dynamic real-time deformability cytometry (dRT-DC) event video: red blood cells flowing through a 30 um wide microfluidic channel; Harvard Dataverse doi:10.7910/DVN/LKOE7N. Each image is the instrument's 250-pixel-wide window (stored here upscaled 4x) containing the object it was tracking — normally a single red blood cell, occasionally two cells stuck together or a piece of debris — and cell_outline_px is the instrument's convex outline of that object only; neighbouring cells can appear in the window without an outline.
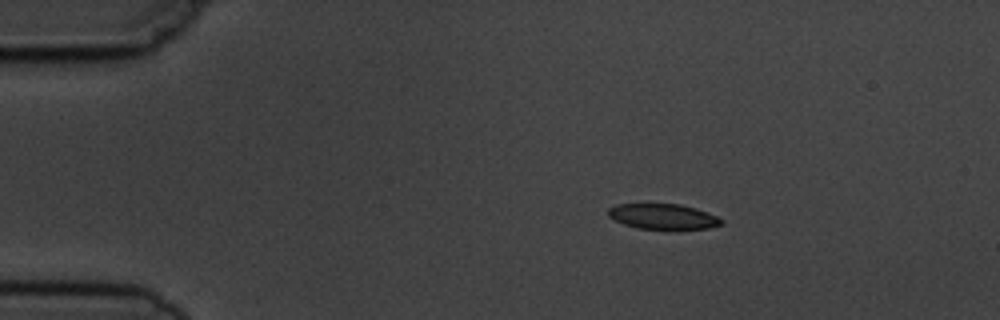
{"species": "common noctule bat (a hibernating species)", "species_latin": "Nyctalus noctula", "temperature_condition": "cold", "stored_images_in_passage": 5, "camera_frame_rate_fps": 3000, "um_per_image_px": 0.085, "animal": {"sex": "male", "body_mass_g": 19.5, "forearm_length_mm": 54.6}, "frame": {"image": 1, "passage_image": 2, "time_ms": 1.333, "image_size_px": [1000, 320], "cell_outline_px": [[724, 224], [708, 228], [636, 228], [624, 224], [608, 216], [608, 208], [616, 204], [680, 204], [696, 208], [716, 216], [724, 220]], "centroid_in_image_um": [56.35, 18.39], "position_along_channel_um": 28.6, "area_um2": 16.47}}
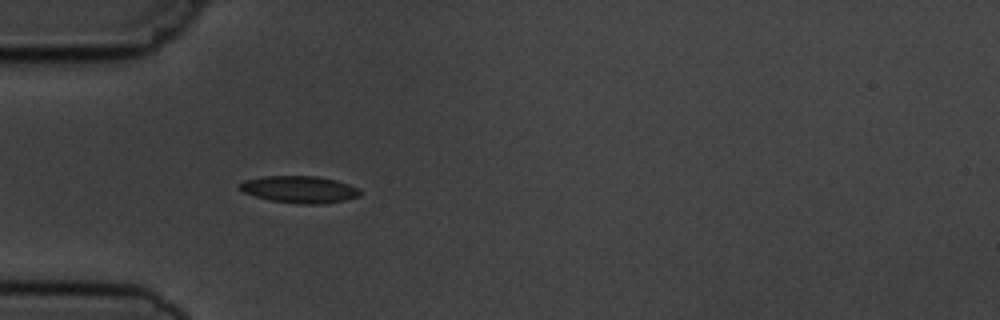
{"frame": {"image": 2, "passage_image": 4, "time_ms": 3.667, "image_size_px": [1000, 320], "cell_outline_px": [[360, 196], [344, 200], [320, 204], [300, 204], [272, 200], [256, 196], [244, 192], [236, 188], [244, 180], [264, 176], [316, 176], [336, 180], [360, 188]], "centroid_in_image_um": [25.46, 16.09], "position_along_channel_um": 59.5, "area_um2": 18.84}}
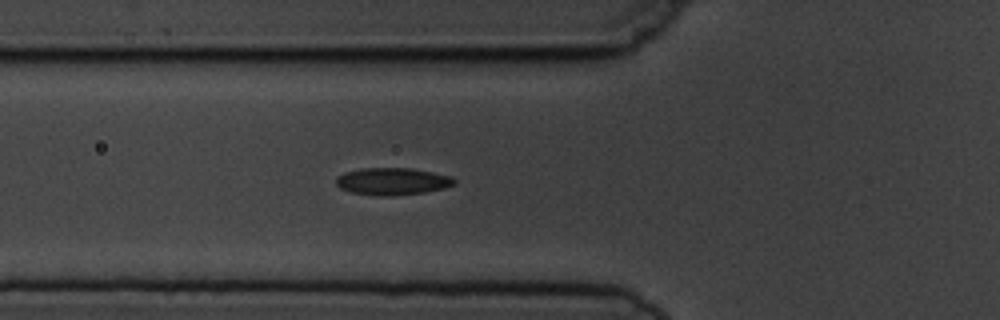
{"frame": {"image": 3, "passage_image": 5, "time_ms": 4.667, "image_size_px": [1000, 320], "cell_outline_px": [[456, 184], [444, 188], [424, 192], [388, 196], [380, 196], [352, 192], [340, 188], [336, 184], [336, 176], [344, 172], [360, 168], [408, 168], [432, 172], [452, 176], [456, 180]], "centroid_in_image_um": [33.35, 15.41], "position_along_channel_um": 92.5, "area_um2": 18.73}}